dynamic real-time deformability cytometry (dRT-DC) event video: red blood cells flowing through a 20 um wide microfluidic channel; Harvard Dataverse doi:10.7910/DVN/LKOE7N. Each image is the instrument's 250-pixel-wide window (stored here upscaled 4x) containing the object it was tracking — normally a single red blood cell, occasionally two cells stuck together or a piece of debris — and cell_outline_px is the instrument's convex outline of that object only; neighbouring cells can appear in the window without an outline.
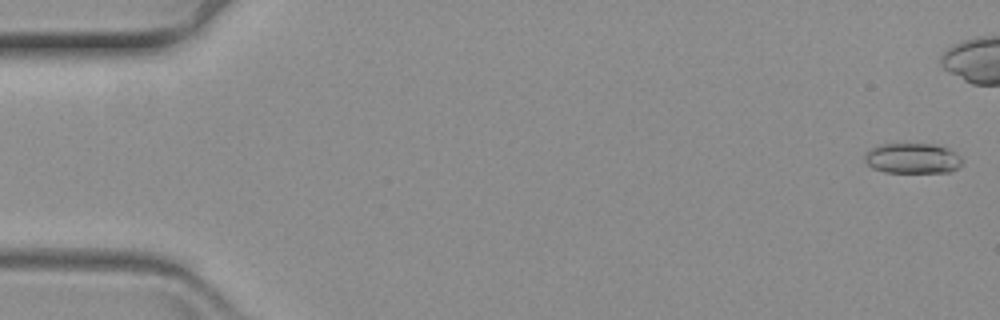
{"species": "common noctule bat (a hibernating species)", "species_latin": "Nyctalus noctula", "temperature_condition": "warm", "stored_images_in_passage": 49, "camera_frame_rate_fps": 3000, "um_per_image_px": 0.085, "animal": {"sex": "female", "body_mass_g": 19.3, "forearm_length_mm": 54.1}, "frame": {"image": 1, "passage_image": 2, "time_ms": 0.333, "image_size_px": [1000, 320], "cell_outline_px": [[960, 164], [956, 168], [948, 172], [884, 172], [872, 168], [864, 160], [864, 156], [872, 148], [884, 144], [936, 144], [948, 148], [960, 156]], "centroid_in_image_um": [77.55, 13.46], "position_along_channel_um": 7.5, "area_um2": 16.99}}
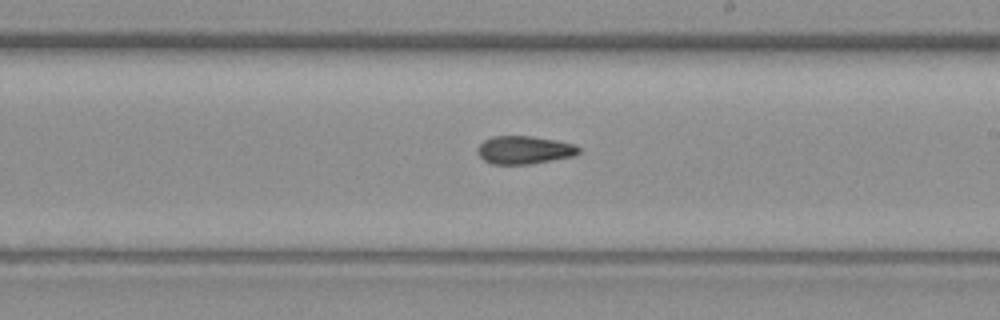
{"frame": {"image": 2, "passage_image": 36, "time_ms": 11.667, "image_size_px": [1000, 320], "cell_outline_px": [[580, 152], [576, 156], [532, 164], [492, 164], [484, 160], [476, 152], [476, 148], [484, 140], [492, 136], [532, 136], [556, 140], [572, 144], [580, 148]], "centroid_in_image_um": [44.56, 12.75], "position_along_channel_um": 244.4, "area_um2": 16.7}}
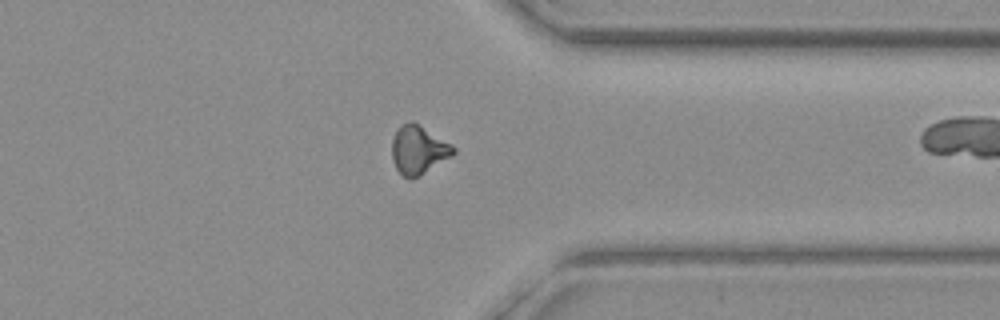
{"frame": {"image": 3, "passage_image": 48, "time_ms": 15.667, "image_size_px": [1000, 320], "cell_outline_px": [[456, 152], [452, 156], [420, 176], [412, 180], [408, 180], [396, 168], [392, 160], [392, 140], [400, 124], [412, 120], [452, 144], [456, 148]], "centroid_in_image_um": [35.57, 12.75], "position_along_channel_um": 375.8, "area_um2": 17.57}}